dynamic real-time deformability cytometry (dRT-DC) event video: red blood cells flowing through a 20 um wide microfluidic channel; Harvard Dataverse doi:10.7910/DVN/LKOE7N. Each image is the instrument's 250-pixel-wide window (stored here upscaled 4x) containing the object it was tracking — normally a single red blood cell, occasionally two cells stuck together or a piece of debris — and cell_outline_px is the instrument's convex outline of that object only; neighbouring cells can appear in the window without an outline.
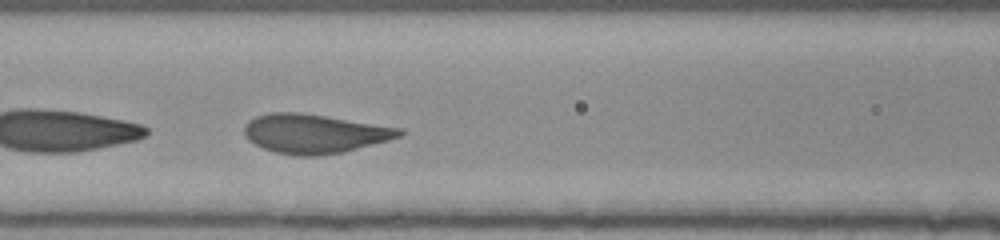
{"species": "human", "species_latin": "Homo sapiens", "temperature_condition": "room temperature", "stored_images_in_passage": 37, "camera_frame_rate_fps": 3000, "um_per_image_px": 0.085, "donor": {"sex": "female"}, "frame": {"image": 1, "passage_image": 15, "time_ms": 4.667, "image_size_px": [1000, 240], "cell_outline_px": [[404, 132], [400, 136], [388, 140], [344, 152], [316, 156], [296, 156], [276, 152], [264, 148], [248, 140], [244, 136], [244, 124], [248, 120], [256, 116], [268, 112], [300, 112], [404, 128]], "centroid_in_image_um": [26.71, 11.35], "position_along_channel_um": 139.9, "area_um2": 35.55}}
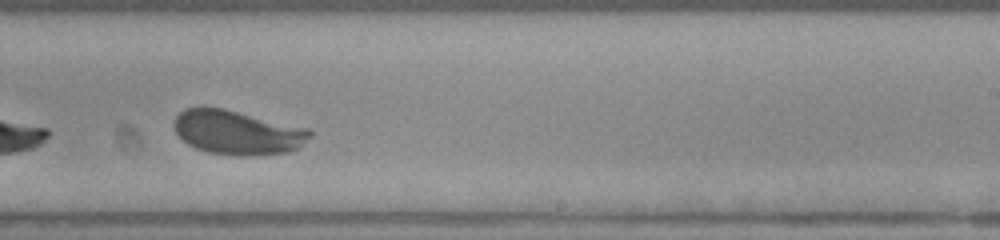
{"frame": {"image": 2, "passage_image": 25, "time_ms": 8.0, "image_size_px": [1000, 240], "cell_outline_px": [[312, 136], [296, 148], [288, 152], [240, 156], [208, 152], [196, 148], [188, 144], [176, 132], [176, 116], [184, 108], [200, 104], [204, 104], [224, 108], [308, 128], [312, 132]], "centroid_in_image_um": [20.15, 11.21], "position_along_channel_um": 268.9, "area_um2": 35.08}}
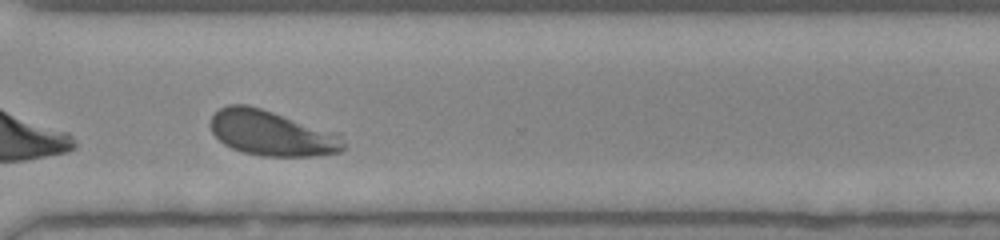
{"frame": {"image": 3, "passage_image": 31, "time_ms": 10.0, "image_size_px": [1000, 240], "cell_outline_px": [[344, 152], [312, 156], [264, 156], [244, 152], [232, 148], [224, 144], [212, 132], [208, 124], [212, 116], [220, 108], [228, 104], [248, 104], [340, 132], [344, 144]], "centroid_in_image_um": [23.13, 11.31], "position_along_channel_um": 347.5, "area_um2": 35.55}, "authors_computed_cell_mechanics": {"area_um2": 35.3736, "velocity_mm_per_s": 3.8952, "shape_relaxation_time_tau1_ms": 1.9241, "shape_relaxation_time_tau2_ms": null, "deformation_change_tau1": 0.1045, "deformation_change_tau2": null}}